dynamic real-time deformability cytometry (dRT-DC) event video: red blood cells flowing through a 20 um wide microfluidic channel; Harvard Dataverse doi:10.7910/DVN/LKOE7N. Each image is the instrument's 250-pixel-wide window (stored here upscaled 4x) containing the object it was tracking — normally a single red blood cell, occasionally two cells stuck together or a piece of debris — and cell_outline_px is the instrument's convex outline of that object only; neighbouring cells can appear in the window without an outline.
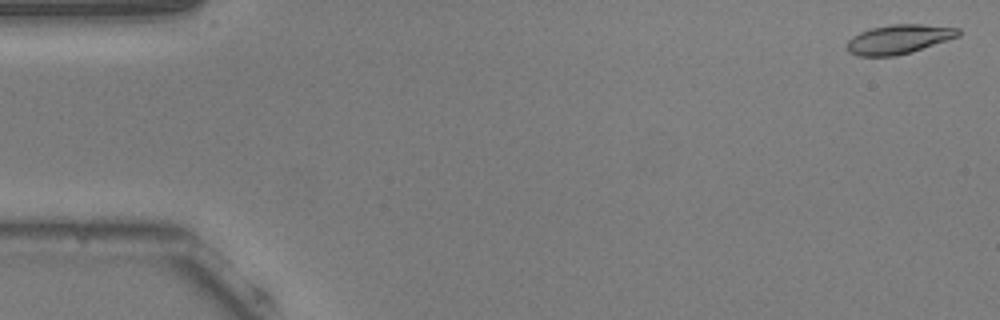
{"species": "common noctule bat (a hibernating species)", "species_latin": "Nyctalus noctula", "temperature_condition": "warm", "stored_images_in_passage": 54, "camera_frame_rate_fps": 3000, "um_per_image_px": 0.085, "animal": {"sex": "male", "body_mass_g": 20.5, "forearm_length_mm": 52.5}, "frame": {"image": 1, "passage_image": 2, "time_ms": 0.333, "image_size_px": [1000, 320], "cell_outline_px": [[960, 36], [912, 52], [896, 56], [856, 56], [848, 52], [848, 40], [852, 36], [860, 32], [872, 28], [892, 24], [920, 24], [960, 28]], "centroid_in_image_um": [76.41, 3.34], "position_along_channel_um": 8.6, "area_um2": 19.02}}
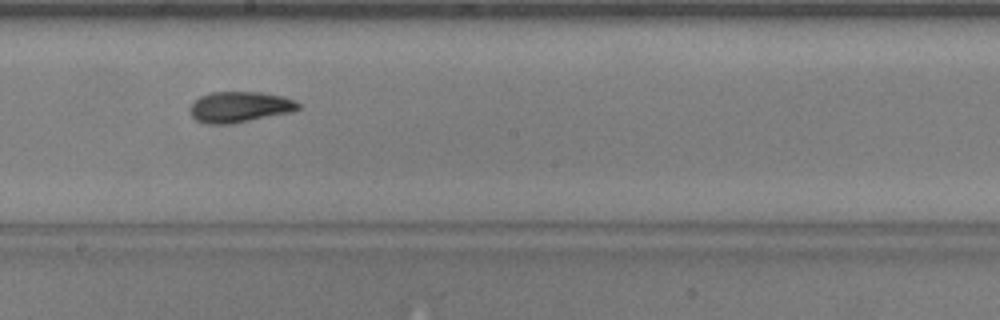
{"frame": {"image": 2, "passage_image": 30, "time_ms": 9.667, "image_size_px": [1000, 320], "cell_outline_px": [[300, 108], [292, 112], [232, 124], [204, 124], [196, 120], [188, 112], [188, 108], [200, 96], [212, 92], [260, 92], [284, 96], [296, 100], [300, 104]], "centroid_in_image_um": [20.37, 9.1], "position_along_channel_um": 227.8, "area_um2": 19.71}}
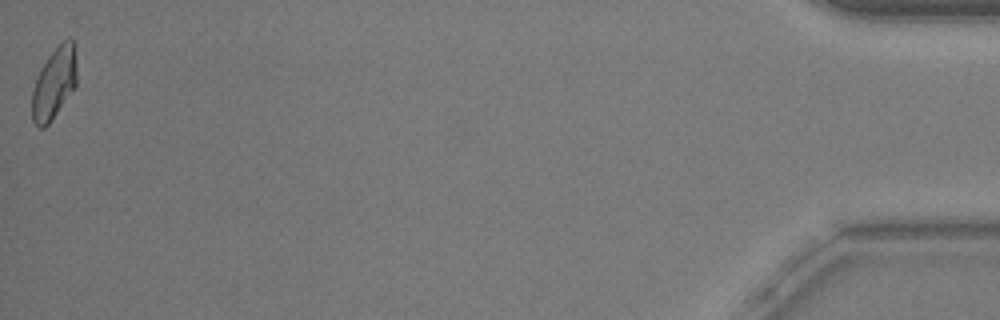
{"frame": {"image": 3, "passage_image": 54, "time_ms": 17.667, "image_size_px": [1000, 320], "cell_outline_px": [[76, 84], [48, 124], [44, 128], [40, 128], [32, 120], [32, 92], [40, 68], [48, 56], [68, 36], [72, 40], [76, 60]], "centroid_in_image_um": [4.59, 7.06], "position_along_channel_um": 430.6, "area_um2": 18.15}, "authors_computed_cell_mechanics": {"area_um2": 19.0451, "velocity_mm_per_s": 3.783, "shape_relaxation_time_tau1_ms": 3.4341, "shape_relaxation_time_tau2_ms": 2.2671, "deformation_change_tau1": 0.1457, "deformation_change_tau2": 0.0797}}